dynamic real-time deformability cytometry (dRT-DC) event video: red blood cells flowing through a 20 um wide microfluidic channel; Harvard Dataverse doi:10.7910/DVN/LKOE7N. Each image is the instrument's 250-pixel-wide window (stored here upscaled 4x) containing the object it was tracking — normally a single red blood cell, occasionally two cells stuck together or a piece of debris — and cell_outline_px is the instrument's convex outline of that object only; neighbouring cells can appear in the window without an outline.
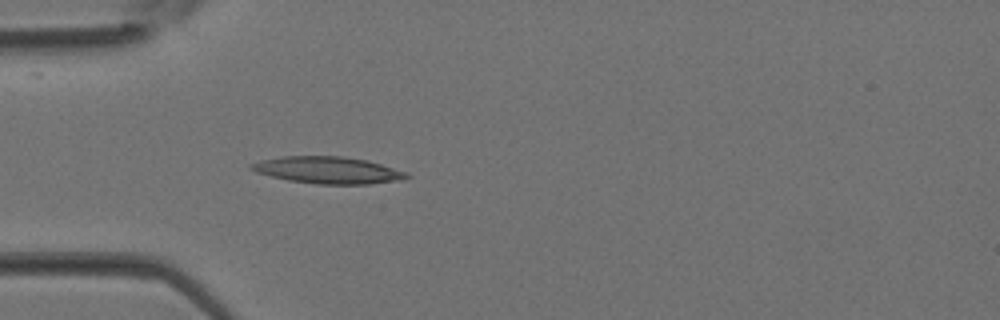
{"species": "Egyptian fruit bat (a non-hibernating species)", "species_latin": "Rousettus aegyptiacus", "temperature_condition": "room temperature", "stored_images_in_passage": 4, "camera_frame_rate_fps": 3000, "um_per_image_px": 0.085, "animal": {"sex": "female"}, "frame": {"image": 1, "passage_image": 4, "time_ms": 1.0, "image_size_px": [1000, 320], "cell_outline_px": [[412, 176], [396, 180], [368, 184], [316, 184], [288, 180], [256, 172], [248, 168], [248, 164], [260, 160], [280, 156], [340, 156], [368, 160], [408, 172]], "centroid_in_image_um": [27.84, 14.45], "position_along_channel_um": 57.2, "area_um2": 24.39}}